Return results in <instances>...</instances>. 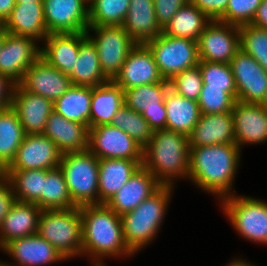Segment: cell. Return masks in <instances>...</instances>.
Instances as JSON below:
<instances>
[{
    "label": "cell",
    "mask_w": 267,
    "mask_h": 266,
    "mask_svg": "<svg viewBox=\"0 0 267 266\" xmlns=\"http://www.w3.org/2000/svg\"><path fill=\"white\" fill-rule=\"evenodd\" d=\"M188 177L200 188L220 195H230L238 168L240 149L236 144L189 147Z\"/></svg>",
    "instance_id": "6da1fadb"
},
{
    "label": "cell",
    "mask_w": 267,
    "mask_h": 266,
    "mask_svg": "<svg viewBox=\"0 0 267 266\" xmlns=\"http://www.w3.org/2000/svg\"><path fill=\"white\" fill-rule=\"evenodd\" d=\"M80 212L82 253L93 255L96 263L94 265L104 266L99 262L101 256H120V254L130 256L133 254L124 240L121 216L106 204L81 206Z\"/></svg>",
    "instance_id": "7a4b0ae2"
},
{
    "label": "cell",
    "mask_w": 267,
    "mask_h": 266,
    "mask_svg": "<svg viewBox=\"0 0 267 266\" xmlns=\"http://www.w3.org/2000/svg\"><path fill=\"white\" fill-rule=\"evenodd\" d=\"M189 136L166 129L155 130L143 149L142 166L162 186H171L172 178L189 174Z\"/></svg>",
    "instance_id": "3957f363"
},
{
    "label": "cell",
    "mask_w": 267,
    "mask_h": 266,
    "mask_svg": "<svg viewBox=\"0 0 267 266\" xmlns=\"http://www.w3.org/2000/svg\"><path fill=\"white\" fill-rule=\"evenodd\" d=\"M171 189L172 185L161 186L137 208L121 216L124 240L133 253L150 243L156 235L168 206Z\"/></svg>",
    "instance_id": "277c9868"
},
{
    "label": "cell",
    "mask_w": 267,
    "mask_h": 266,
    "mask_svg": "<svg viewBox=\"0 0 267 266\" xmlns=\"http://www.w3.org/2000/svg\"><path fill=\"white\" fill-rule=\"evenodd\" d=\"M37 234L53 245L64 259L81 254L82 218L80 207L42 210Z\"/></svg>",
    "instance_id": "5b68a950"
},
{
    "label": "cell",
    "mask_w": 267,
    "mask_h": 266,
    "mask_svg": "<svg viewBox=\"0 0 267 266\" xmlns=\"http://www.w3.org/2000/svg\"><path fill=\"white\" fill-rule=\"evenodd\" d=\"M59 168L77 207L99 204V159L94 154L89 150L64 153Z\"/></svg>",
    "instance_id": "8992f818"
},
{
    "label": "cell",
    "mask_w": 267,
    "mask_h": 266,
    "mask_svg": "<svg viewBox=\"0 0 267 266\" xmlns=\"http://www.w3.org/2000/svg\"><path fill=\"white\" fill-rule=\"evenodd\" d=\"M144 44L150 49L160 74L168 81L200 62L197 41L194 40L161 33Z\"/></svg>",
    "instance_id": "52a82bcc"
},
{
    "label": "cell",
    "mask_w": 267,
    "mask_h": 266,
    "mask_svg": "<svg viewBox=\"0 0 267 266\" xmlns=\"http://www.w3.org/2000/svg\"><path fill=\"white\" fill-rule=\"evenodd\" d=\"M96 37H87L94 43L104 76L110 81L120 72L124 61L137 43L128 35L122 25L89 26Z\"/></svg>",
    "instance_id": "ba28073f"
},
{
    "label": "cell",
    "mask_w": 267,
    "mask_h": 266,
    "mask_svg": "<svg viewBox=\"0 0 267 266\" xmlns=\"http://www.w3.org/2000/svg\"><path fill=\"white\" fill-rule=\"evenodd\" d=\"M222 200L225 214L243 237L267 244V203L251 197L231 195Z\"/></svg>",
    "instance_id": "9c48e42d"
},
{
    "label": "cell",
    "mask_w": 267,
    "mask_h": 266,
    "mask_svg": "<svg viewBox=\"0 0 267 266\" xmlns=\"http://www.w3.org/2000/svg\"><path fill=\"white\" fill-rule=\"evenodd\" d=\"M88 150L98 159L143 160V149L111 124L88 128Z\"/></svg>",
    "instance_id": "30bf717a"
},
{
    "label": "cell",
    "mask_w": 267,
    "mask_h": 266,
    "mask_svg": "<svg viewBox=\"0 0 267 266\" xmlns=\"http://www.w3.org/2000/svg\"><path fill=\"white\" fill-rule=\"evenodd\" d=\"M237 100L267 105V72L249 54L239 49L230 61Z\"/></svg>",
    "instance_id": "8fae6325"
},
{
    "label": "cell",
    "mask_w": 267,
    "mask_h": 266,
    "mask_svg": "<svg viewBox=\"0 0 267 266\" xmlns=\"http://www.w3.org/2000/svg\"><path fill=\"white\" fill-rule=\"evenodd\" d=\"M200 61L229 64L240 49L239 27L211 21L197 40Z\"/></svg>",
    "instance_id": "7c38bea8"
},
{
    "label": "cell",
    "mask_w": 267,
    "mask_h": 266,
    "mask_svg": "<svg viewBox=\"0 0 267 266\" xmlns=\"http://www.w3.org/2000/svg\"><path fill=\"white\" fill-rule=\"evenodd\" d=\"M169 88V81L164 80L127 89L124 90V103L129 109L140 113L154 131L166 129L164 100Z\"/></svg>",
    "instance_id": "4fadbf2b"
},
{
    "label": "cell",
    "mask_w": 267,
    "mask_h": 266,
    "mask_svg": "<svg viewBox=\"0 0 267 266\" xmlns=\"http://www.w3.org/2000/svg\"><path fill=\"white\" fill-rule=\"evenodd\" d=\"M87 0H43L44 20L48 34L87 32Z\"/></svg>",
    "instance_id": "5bb4252c"
},
{
    "label": "cell",
    "mask_w": 267,
    "mask_h": 266,
    "mask_svg": "<svg viewBox=\"0 0 267 266\" xmlns=\"http://www.w3.org/2000/svg\"><path fill=\"white\" fill-rule=\"evenodd\" d=\"M61 156L56 144L42 133L26 134L5 170H50L59 167Z\"/></svg>",
    "instance_id": "9a60e30c"
},
{
    "label": "cell",
    "mask_w": 267,
    "mask_h": 266,
    "mask_svg": "<svg viewBox=\"0 0 267 266\" xmlns=\"http://www.w3.org/2000/svg\"><path fill=\"white\" fill-rule=\"evenodd\" d=\"M18 84L26 91L53 102L73 86L68 74L53 67L41 56L25 71Z\"/></svg>",
    "instance_id": "2e32d148"
},
{
    "label": "cell",
    "mask_w": 267,
    "mask_h": 266,
    "mask_svg": "<svg viewBox=\"0 0 267 266\" xmlns=\"http://www.w3.org/2000/svg\"><path fill=\"white\" fill-rule=\"evenodd\" d=\"M35 39L14 35L5 30V43L0 53V74L18 84L25 71L41 56Z\"/></svg>",
    "instance_id": "e0dca14e"
},
{
    "label": "cell",
    "mask_w": 267,
    "mask_h": 266,
    "mask_svg": "<svg viewBox=\"0 0 267 266\" xmlns=\"http://www.w3.org/2000/svg\"><path fill=\"white\" fill-rule=\"evenodd\" d=\"M164 80L150 49L145 44L138 43L127 55L120 72L113 81L123 90H127Z\"/></svg>",
    "instance_id": "ac0fdd59"
},
{
    "label": "cell",
    "mask_w": 267,
    "mask_h": 266,
    "mask_svg": "<svg viewBox=\"0 0 267 266\" xmlns=\"http://www.w3.org/2000/svg\"><path fill=\"white\" fill-rule=\"evenodd\" d=\"M11 108L17 117L25 134L43 133L47 120L54 110V102L30 93L16 84L11 101Z\"/></svg>",
    "instance_id": "d6986e66"
},
{
    "label": "cell",
    "mask_w": 267,
    "mask_h": 266,
    "mask_svg": "<svg viewBox=\"0 0 267 266\" xmlns=\"http://www.w3.org/2000/svg\"><path fill=\"white\" fill-rule=\"evenodd\" d=\"M232 115L235 144L239 149L244 143H260L267 140V105L236 100Z\"/></svg>",
    "instance_id": "ffe728a7"
},
{
    "label": "cell",
    "mask_w": 267,
    "mask_h": 266,
    "mask_svg": "<svg viewBox=\"0 0 267 266\" xmlns=\"http://www.w3.org/2000/svg\"><path fill=\"white\" fill-rule=\"evenodd\" d=\"M161 186L157 179L141 166L106 205L122 216L137 208Z\"/></svg>",
    "instance_id": "44dd1931"
},
{
    "label": "cell",
    "mask_w": 267,
    "mask_h": 266,
    "mask_svg": "<svg viewBox=\"0 0 267 266\" xmlns=\"http://www.w3.org/2000/svg\"><path fill=\"white\" fill-rule=\"evenodd\" d=\"M42 134L54 142L62 154L88 150V128L82 123L67 120L54 110Z\"/></svg>",
    "instance_id": "7402d4cb"
},
{
    "label": "cell",
    "mask_w": 267,
    "mask_h": 266,
    "mask_svg": "<svg viewBox=\"0 0 267 266\" xmlns=\"http://www.w3.org/2000/svg\"><path fill=\"white\" fill-rule=\"evenodd\" d=\"M19 266H41L52 262L65 260L56 248L38 234L17 238L7 243L3 248ZM6 266H14L5 264Z\"/></svg>",
    "instance_id": "603a6c76"
},
{
    "label": "cell",
    "mask_w": 267,
    "mask_h": 266,
    "mask_svg": "<svg viewBox=\"0 0 267 266\" xmlns=\"http://www.w3.org/2000/svg\"><path fill=\"white\" fill-rule=\"evenodd\" d=\"M235 144L232 112L201 114L189 135V147Z\"/></svg>",
    "instance_id": "cb8c5ba5"
},
{
    "label": "cell",
    "mask_w": 267,
    "mask_h": 266,
    "mask_svg": "<svg viewBox=\"0 0 267 266\" xmlns=\"http://www.w3.org/2000/svg\"><path fill=\"white\" fill-rule=\"evenodd\" d=\"M41 211L34 203L16 201L0 226V248L14 239L37 234Z\"/></svg>",
    "instance_id": "d4e9b609"
},
{
    "label": "cell",
    "mask_w": 267,
    "mask_h": 266,
    "mask_svg": "<svg viewBox=\"0 0 267 266\" xmlns=\"http://www.w3.org/2000/svg\"><path fill=\"white\" fill-rule=\"evenodd\" d=\"M122 27L137 44H144L163 33L155 16L153 0H130Z\"/></svg>",
    "instance_id": "484cf974"
},
{
    "label": "cell",
    "mask_w": 267,
    "mask_h": 266,
    "mask_svg": "<svg viewBox=\"0 0 267 266\" xmlns=\"http://www.w3.org/2000/svg\"><path fill=\"white\" fill-rule=\"evenodd\" d=\"M143 160L99 159V204H106L142 166Z\"/></svg>",
    "instance_id": "4316f807"
},
{
    "label": "cell",
    "mask_w": 267,
    "mask_h": 266,
    "mask_svg": "<svg viewBox=\"0 0 267 266\" xmlns=\"http://www.w3.org/2000/svg\"><path fill=\"white\" fill-rule=\"evenodd\" d=\"M1 26L8 33L35 40L45 39L48 36L43 3L15 4L10 16Z\"/></svg>",
    "instance_id": "83f0119b"
},
{
    "label": "cell",
    "mask_w": 267,
    "mask_h": 266,
    "mask_svg": "<svg viewBox=\"0 0 267 266\" xmlns=\"http://www.w3.org/2000/svg\"><path fill=\"white\" fill-rule=\"evenodd\" d=\"M41 57L65 74H70L78 58L80 33H52L44 39Z\"/></svg>",
    "instance_id": "f1b7e54d"
},
{
    "label": "cell",
    "mask_w": 267,
    "mask_h": 266,
    "mask_svg": "<svg viewBox=\"0 0 267 266\" xmlns=\"http://www.w3.org/2000/svg\"><path fill=\"white\" fill-rule=\"evenodd\" d=\"M69 77L75 86L95 87L109 81L103 74L97 50L87 32H80L78 58Z\"/></svg>",
    "instance_id": "f546056e"
},
{
    "label": "cell",
    "mask_w": 267,
    "mask_h": 266,
    "mask_svg": "<svg viewBox=\"0 0 267 266\" xmlns=\"http://www.w3.org/2000/svg\"><path fill=\"white\" fill-rule=\"evenodd\" d=\"M164 103L167 111L166 130L189 136L201 117L198 102L184 98L169 88Z\"/></svg>",
    "instance_id": "4dcf8cb0"
},
{
    "label": "cell",
    "mask_w": 267,
    "mask_h": 266,
    "mask_svg": "<svg viewBox=\"0 0 267 266\" xmlns=\"http://www.w3.org/2000/svg\"><path fill=\"white\" fill-rule=\"evenodd\" d=\"M124 105V90L113 80L93 87L90 128L111 124L116 112Z\"/></svg>",
    "instance_id": "1f68e13d"
},
{
    "label": "cell",
    "mask_w": 267,
    "mask_h": 266,
    "mask_svg": "<svg viewBox=\"0 0 267 266\" xmlns=\"http://www.w3.org/2000/svg\"><path fill=\"white\" fill-rule=\"evenodd\" d=\"M45 169L4 170L1 174L10 183L16 201L34 203L43 210V186Z\"/></svg>",
    "instance_id": "d6a6232c"
},
{
    "label": "cell",
    "mask_w": 267,
    "mask_h": 266,
    "mask_svg": "<svg viewBox=\"0 0 267 266\" xmlns=\"http://www.w3.org/2000/svg\"><path fill=\"white\" fill-rule=\"evenodd\" d=\"M211 21L189 1L177 11L163 28V34L197 41Z\"/></svg>",
    "instance_id": "836d02e7"
},
{
    "label": "cell",
    "mask_w": 267,
    "mask_h": 266,
    "mask_svg": "<svg viewBox=\"0 0 267 266\" xmlns=\"http://www.w3.org/2000/svg\"><path fill=\"white\" fill-rule=\"evenodd\" d=\"M92 92L93 87L73 85L54 102V111L90 128Z\"/></svg>",
    "instance_id": "e575fe53"
},
{
    "label": "cell",
    "mask_w": 267,
    "mask_h": 266,
    "mask_svg": "<svg viewBox=\"0 0 267 266\" xmlns=\"http://www.w3.org/2000/svg\"><path fill=\"white\" fill-rule=\"evenodd\" d=\"M16 112L10 107L0 110V174L12 163L24 136Z\"/></svg>",
    "instance_id": "d590c367"
},
{
    "label": "cell",
    "mask_w": 267,
    "mask_h": 266,
    "mask_svg": "<svg viewBox=\"0 0 267 266\" xmlns=\"http://www.w3.org/2000/svg\"><path fill=\"white\" fill-rule=\"evenodd\" d=\"M77 207L69 194L66 180L59 167L46 172L43 186V210Z\"/></svg>",
    "instance_id": "8d00e7d4"
},
{
    "label": "cell",
    "mask_w": 267,
    "mask_h": 266,
    "mask_svg": "<svg viewBox=\"0 0 267 266\" xmlns=\"http://www.w3.org/2000/svg\"><path fill=\"white\" fill-rule=\"evenodd\" d=\"M111 125L131 136L142 149L150 143L154 132L140 113L126 105L116 112Z\"/></svg>",
    "instance_id": "74e56055"
},
{
    "label": "cell",
    "mask_w": 267,
    "mask_h": 266,
    "mask_svg": "<svg viewBox=\"0 0 267 266\" xmlns=\"http://www.w3.org/2000/svg\"><path fill=\"white\" fill-rule=\"evenodd\" d=\"M89 4V26L122 25L130 0H91Z\"/></svg>",
    "instance_id": "f35d334b"
},
{
    "label": "cell",
    "mask_w": 267,
    "mask_h": 266,
    "mask_svg": "<svg viewBox=\"0 0 267 266\" xmlns=\"http://www.w3.org/2000/svg\"><path fill=\"white\" fill-rule=\"evenodd\" d=\"M202 75V88H223L237 100V88L230 64L200 61L198 63Z\"/></svg>",
    "instance_id": "ab89813d"
},
{
    "label": "cell",
    "mask_w": 267,
    "mask_h": 266,
    "mask_svg": "<svg viewBox=\"0 0 267 266\" xmlns=\"http://www.w3.org/2000/svg\"><path fill=\"white\" fill-rule=\"evenodd\" d=\"M240 49L251 55L267 72V29L252 24L239 26Z\"/></svg>",
    "instance_id": "60d3db41"
},
{
    "label": "cell",
    "mask_w": 267,
    "mask_h": 266,
    "mask_svg": "<svg viewBox=\"0 0 267 266\" xmlns=\"http://www.w3.org/2000/svg\"><path fill=\"white\" fill-rule=\"evenodd\" d=\"M235 99L223 88H202L198 99L201 114L232 112Z\"/></svg>",
    "instance_id": "b9f144b4"
},
{
    "label": "cell",
    "mask_w": 267,
    "mask_h": 266,
    "mask_svg": "<svg viewBox=\"0 0 267 266\" xmlns=\"http://www.w3.org/2000/svg\"><path fill=\"white\" fill-rule=\"evenodd\" d=\"M169 83L170 88L184 98L198 101L203 85L199 65L175 75Z\"/></svg>",
    "instance_id": "7bdbcfd3"
},
{
    "label": "cell",
    "mask_w": 267,
    "mask_h": 266,
    "mask_svg": "<svg viewBox=\"0 0 267 266\" xmlns=\"http://www.w3.org/2000/svg\"><path fill=\"white\" fill-rule=\"evenodd\" d=\"M261 3L262 0H229L226 12L218 21L238 27L251 24Z\"/></svg>",
    "instance_id": "ee69618b"
},
{
    "label": "cell",
    "mask_w": 267,
    "mask_h": 266,
    "mask_svg": "<svg viewBox=\"0 0 267 266\" xmlns=\"http://www.w3.org/2000/svg\"><path fill=\"white\" fill-rule=\"evenodd\" d=\"M155 16L163 29L177 13V11L189 2V0H153Z\"/></svg>",
    "instance_id": "f6af8a7d"
},
{
    "label": "cell",
    "mask_w": 267,
    "mask_h": 266,
    "mask_svg": "<svg viewBox=\"0 0 267 266\" xmlns=\"http://www.w3.org/2000/svg\"><path fill=\"white\" fill-rule=\"evenodd\" d=\"M210 20H219L226 12L229 0H189Z\"/></svg>",
    "instance_id": "bcb514c9"
},
{
    "label": "cell",
    "mask_w": 267,
    "mask_h": 266,
    "mask_svg": "<svg viewBox=\"0 0 267 266\" xmlns=\"http://www.w3.org/2000/svg\"><path fill=\"white\" fill-rule=\"evenodd\" d=\"M15 202L16 198L10 183L0 174V226Z\"/></svg>",
    "instance_id": "7dc6e473"
},
{
    "label": "cell",
    "mask_w": 267,
    "mask_h": 266,
    "mask_svg": "<svg viewBox=\"0 0 267 266\" xmlns=\"http://www.w3.org/2000/svg\"><path fill=\"white\" fill-rule=\"evenodd\" d=\"M15 86L9 77L0 74V110L11 106Z\"/></svg>",
    "instance_id": "c3c4849f"
},
{
    "label": "cell",
    "mask_w": 267,
    "mask_h": 266,
    "mask_svg": "<svg viewBox=\"0 0 267 266\" xmlns=\"http://www.w3.org/2000/svg\"><path fill=\"white\" fill-rule=\"evenodd\" d=\"M251 24L258 28L267 29V0H262Z\"/></svg>",
    "instance_id": "681fc988"
},
{
    "label": "cell",
    "mask_w": 267,
    "mask_h": 266,
    "mask_svg": "<svg viewBox=\"0 0 267 266\" xmlns=\"http://www.w3.org/2000/svg\"><path fill=\"white\" fill-rule=\"evenodd\" d=\"M14 7V0H0V25L10 16Z\"/></svg>",
    "instance_id": "f907efd6"
},
{
    "label": "cell",
    "mask_w": 267,
    "mask_h": 266,
    "mask_svg": "<svg viewBox=\"0 0 267 266\" xmlns=\"http://www.w3.org/2000/svg\"><path fill=\"white\" fill-rule=\"evenodd\" d=\"M5 43V30L0 26V53Z\"/></svg>",
    "instance_id": "816d5d0a"
},
{
    "label": "cell",
    "mask_w": 267,
    "mask_h": 266,
    "mask_svg": "<svg viewBox=\"0 0 267 266\" xmlns=\"http://www.w3.org/2000/svg\"><path fill=\"white\" fill-rule=\"evenodd\" d=\"M228 266H253V265H251V264L239 259V260L233 261Z\"/></svg>",
    "instance_id": "f5cc1de1"
},
{
    "label": "cell",
    "mask_w": 267,
    "mask_h": 266,
    "mask_svg": "<svg viewBox=\"0 0 267 266\" xmlns=\"http://www.w3.org/2000/svg\"><path fill=\"white\" fill-rule=\"evenodd\" d=\"M15 4L20 3H43V0H14Z\"/></svg>",
    "instance_id": "db71d44e"
},
{
    "label": "cell",
    "mask_w": 267,
    "mask_h": 266,
    "mask_svg": "<svg viewBox=\"0 0 267 266\" xmlns=\"http://www.w3.org/2000/svg\"><path fill=\"white\" fill-rule=\"evenodd\" d=\"M0 266H6L5 263H0Z\"/></svg>",
    "instance_id": "11a10c76"
}]
</instances>
